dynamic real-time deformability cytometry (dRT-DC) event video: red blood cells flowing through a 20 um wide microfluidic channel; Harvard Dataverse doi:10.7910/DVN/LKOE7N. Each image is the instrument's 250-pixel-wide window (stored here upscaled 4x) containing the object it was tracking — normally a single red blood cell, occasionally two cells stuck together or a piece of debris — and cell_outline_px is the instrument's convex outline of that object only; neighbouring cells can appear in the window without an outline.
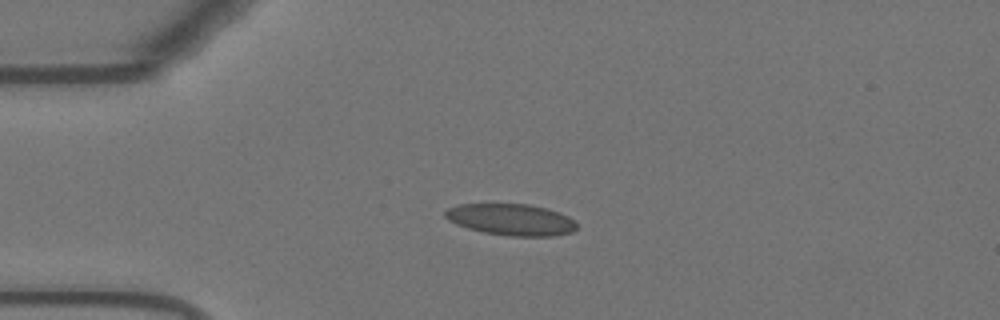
{"species": "Egyptian fruit bat (a non-hibernating species)", "species_latin": "Rousettus aegyptiacus", "temperature_condition": "warm", "stored_images_in_passage": 43, "camera_frame_rate_fps": 3000, "um_per_image_px": 0.085, "animal": {"sex": "female"}, "frame": {"image": 1, "passage_image": 1, "time_ms": 0.0, "image_size_px": [1000, 320], "cell_outline_px": [[576, 228], [572, 232], [556, 236], [508, 236], [484, 232], [468, 228], [456, 224], [448, 220], [444, 216], [444, 212], [448, 208], [460, 204], [528, 204], [544, 208], [568, 216], [576, 224]], "centroid_in_image_um": [43.42, 18.67], "position_along_channel_um": 41.6, "area_um2": 23.99}}
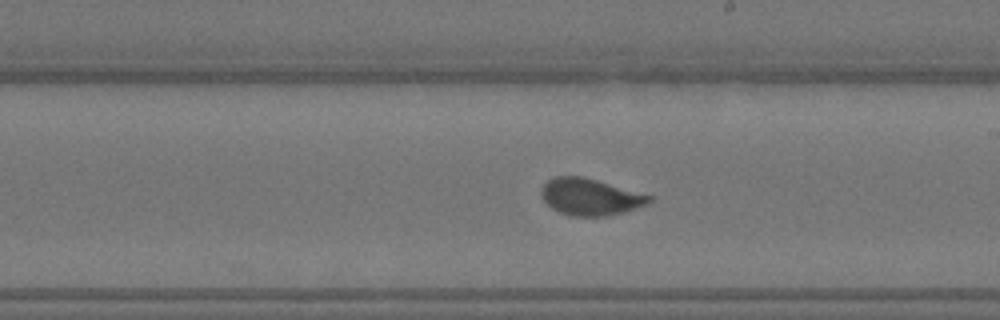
{"frame": {"image": 2, "passage_image": 19, "time_ms": 6.0, "image_size_px": [1000, 320], "cell_outline_px": [[652, 200], [648, 204], [624, 212], [604, 216], [572, 216], [560, 212], [552, 208], [544, 200], [540, 192], [540, 188], [552, 176], [584, 176], [652, 196]], "centroid_in_image_um": [50.15, 16.72], "position_along_channel_um": 238.9, "area_um2": 23.06}}
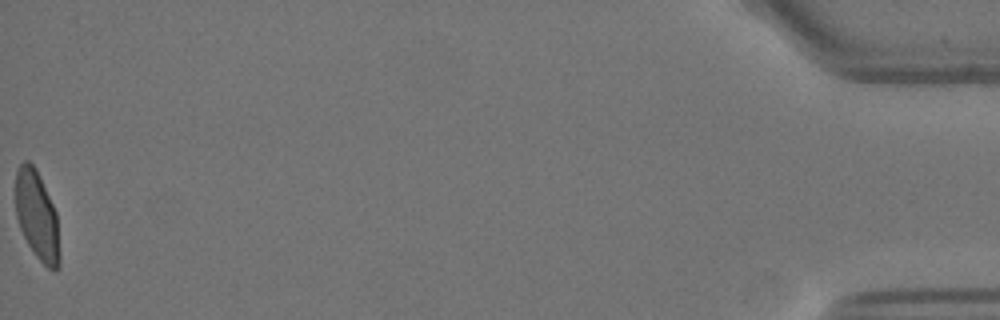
{"frame": {"image": 3, "passage_image": 43, "time_ms": 14.0, "image_size_px": [1000, 320], "cell_outline_px": [[60, 268], [56, 272], [52, 272], [36, 256], [28, 244], [20, 228], [16, 216], [16, 168], [24, 160], [28, 160], [36, 168], [56, 212], [60, 256]], "centroid_in_image_um": [3.15, 18.36], "position_along_channel_um": 432.0, "area_um2": 22.89}, "authors_computed_cell_mechanics": {"area_um2": 23.3512, "velocity_mm_per_s": 3.6822, "shape_relaxation_time_tau1_ms": 3.8218, "shape_relaxation_time_tau2_ms": null, "deformation_change_tau1": 0.1687, "deformation_change_tau2": null}}